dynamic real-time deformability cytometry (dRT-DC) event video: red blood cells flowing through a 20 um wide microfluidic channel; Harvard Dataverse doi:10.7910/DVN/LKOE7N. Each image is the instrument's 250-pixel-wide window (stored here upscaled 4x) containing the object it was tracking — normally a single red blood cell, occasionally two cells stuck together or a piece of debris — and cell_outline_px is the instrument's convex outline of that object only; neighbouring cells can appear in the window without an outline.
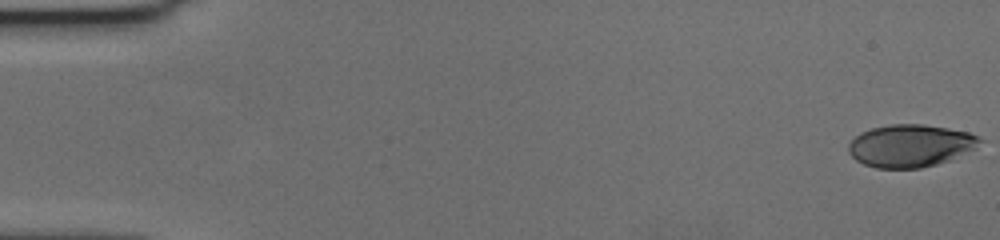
{"species": "human", "species_latin": "Homo sapiens", "temperature_condition": "cold", "stored_images_in_passage": 59, "camera_frame_rate_fps": 3000, "um_per_image_px": 0.085, "donor": {"sex": "female"}, "frame": {"image": 1, "passage_image": 1, "time_ms": 0.0, "image_size_px": [1000, 240], "cell_outline_px": [[984, 140], [976, 148], [948, 160], [936, 164], [920, 168], [876, 168], [864, 164], [856, 160], [848, 152], [848, 144], [860, 132], [872, 128], [892, 124], [924, 124], [948, 128], [968, 132]], "centroid_in_image_um": [77.37, 12.38], "position_along_channel_um": 7.6, "area_um2": 32.43}}
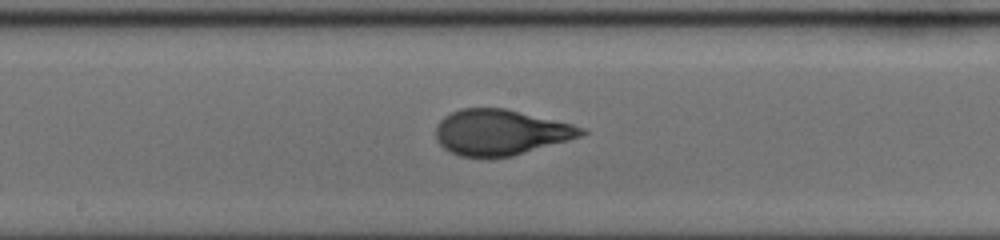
{"frame": {"image": 2, "passage_image": 32, "time_ms": 10.333, "image_size_px": [1000, 240], "cell_outline_px": [[588, 132], [580, 136], [568, 140], [512, 156], [488, 160], [460, 156], [444, 148], [436, 140], [436, 124], [444, 116], [460, 108], [504, 108], [572, 124], [584, 128]], "centroid_in_image_um": [42.5, 11.27], "position_along_channel_um": 205.7, "area_um2": 38.96}}
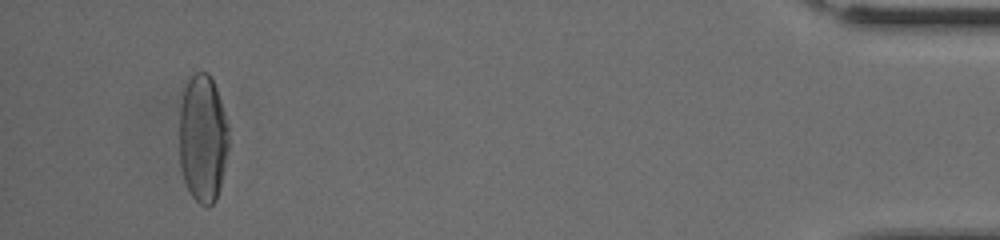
{"frame": {"image": 3, "passage_image": 56, "time_ms": 18.333, "image_size_px": [1000, 240], "cell_outline_px": [[228, 148], [220, 184], [216, 200], [208, 208], [200, 204], [192, 196], [184, 180], [180, 168], [180, 104], [184, 88], [188, 80], [196, 72], [208, 72], [216, 88], [224, 112], [228, 128]], "centroid_in_image_um": [17.22, 11.77], "position_along_channel_um": 418.0, "area_um2": 36.59}, "authors_computed_cell_mechanics": {"area_um2": 37.9168, "velocity_mm_per_s": 3.564, "shape_relaxation_time_tau1_ms": 4.2619, "shape_relaxation_time_tau2_ms": null, "deformation_change_tau1": 0.219, "deformation_change_tau2": null}}